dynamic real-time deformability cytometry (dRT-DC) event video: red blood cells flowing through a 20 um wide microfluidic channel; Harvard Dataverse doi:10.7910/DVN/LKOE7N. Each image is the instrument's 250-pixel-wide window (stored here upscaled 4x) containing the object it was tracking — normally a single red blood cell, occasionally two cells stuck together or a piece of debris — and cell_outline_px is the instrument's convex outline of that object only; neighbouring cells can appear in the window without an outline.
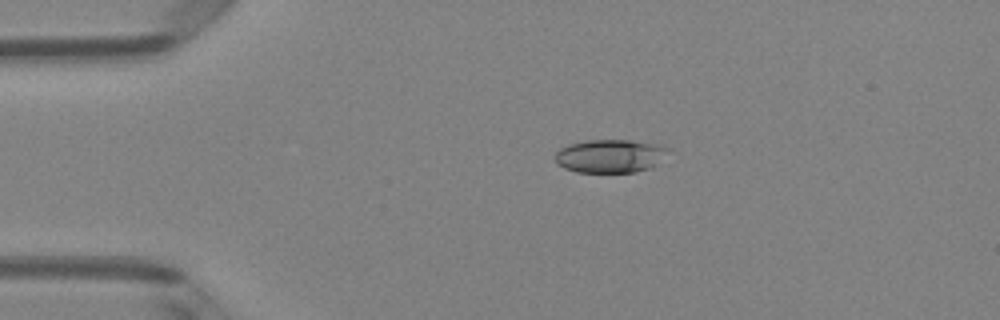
{"species": "Egyptian fruit bat (a non-hibernating species)", "species_latin": "Rousettus aegyptiacus", "temperature_condition": "room temperature", "stored_images_in_passage": 4, "camera_frame_rate_fps": 3000, "um_per_image_px": 0.085, "animal": {"sex": "female"}, "frame": {"image": 1, "passage_image": 3, "time_ms": 0.667, "image_size_px": [1000, 320], "cell_outline_px": [[672, 148], [652, 168], [636, 172], [576, 172], [564, 168], [556, 164], [556, 152], [560, 148], [568, 144], [588, 140], [628, 140], [660, 144]], "centroid_in_image_um": [51.88, 13.26], "position_along_channel_um": 33.1, "area_um2": 22.14}}